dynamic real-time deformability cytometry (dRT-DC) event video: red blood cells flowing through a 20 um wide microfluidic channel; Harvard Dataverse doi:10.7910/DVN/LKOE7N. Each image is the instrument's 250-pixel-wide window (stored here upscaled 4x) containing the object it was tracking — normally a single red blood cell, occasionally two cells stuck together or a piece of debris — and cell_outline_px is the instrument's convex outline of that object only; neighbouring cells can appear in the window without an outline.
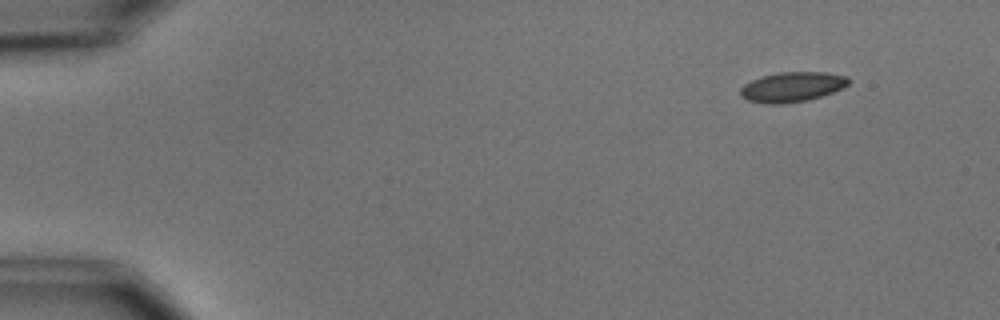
{"species": "common noctule bat (a hibernating species)", "species_latin": "Nyctalus noctula", "temperature_condition": "cold", "stored_images_in_passage": 6, "camera_frame_rate_fps": 3000, "um_per_image_px": 0.085, "animal": {"sex": "male", "body_mass_g": 15.6}, "frame": {"image": 1, "passage_image": 2, "time_ms": 1.0, "image_size_px": [1000, 320], "cell_outline_px": [[852, 80], [848, 84], [832, 92], [808, 100], [784, 104], [764, 104], [748, 100], [740, 96], [740, 88], [744, 84], [752, 80], [764, 76], [780, 72], [828, 72], [848, 76]], "centroid_in_image_um": [67.33, 7.39], "position_along_channel_um": 17.7, "area_um2": 18.9}}
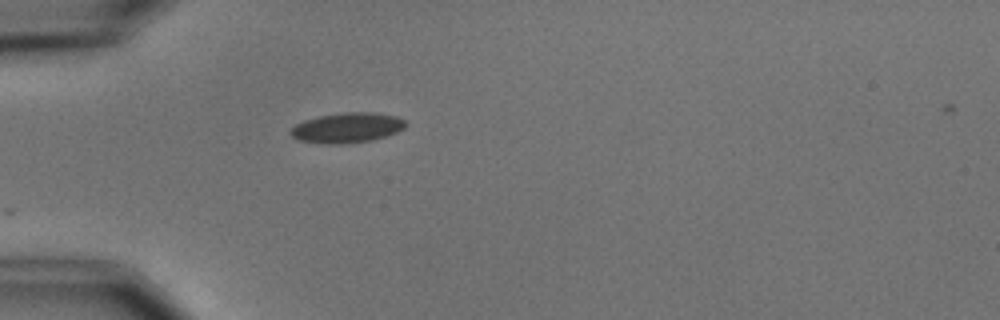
{"frame": {"image": 2, "passage_image": 5, "time_ms": 4.667, "image_size_px": [1000, 320], "cell_outline_px": [[408, 124], [404, 128], [396, 132], [372, 140], [340, 144], [332, 144], [300, 140], [292, 136], [288, 132], [296, 124], [304, 120], [320, 116], [344, 112], [376, 112], [396, 116], [404, 120]], "centroid_in_image_um": [29.52, 10.84], "position_along_channel_um": 55.5, "area_um2": 20.0}}